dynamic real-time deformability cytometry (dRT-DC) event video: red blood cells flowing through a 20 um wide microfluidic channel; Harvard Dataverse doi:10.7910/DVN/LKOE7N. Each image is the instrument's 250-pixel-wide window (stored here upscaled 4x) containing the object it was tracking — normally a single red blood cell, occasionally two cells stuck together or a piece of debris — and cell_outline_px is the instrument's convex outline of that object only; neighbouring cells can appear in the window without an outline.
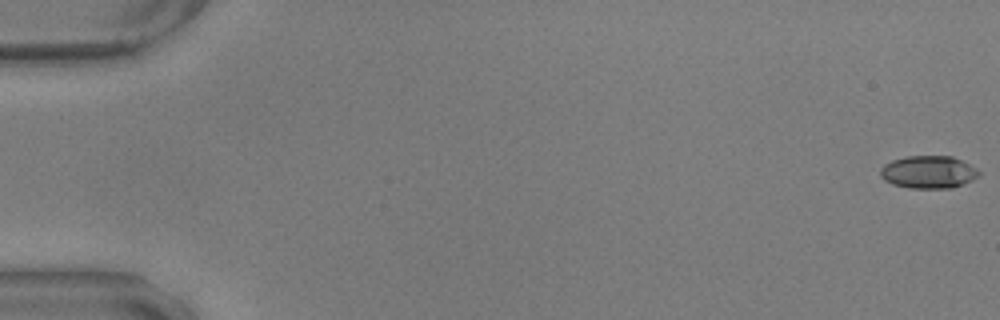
{"species": "common noctule bat (a hibernating species)", "species_latin": "Nyctalus noctula", "temperature_condition": "warm", "stored_images_in_passage": 54, "camera_frame_rate_fps": 3000, "um_per_image_px": 0.085, "animal": {"sex": "male", "body_mass_g": 17.9, "forearm_length_mm": 54.2}, "frame": {"image": 1, "passage_image": 1, "time_ms": 0.0, "image_size_px": [1000, 320], "cell_outline_px": [[980, 176], [964, 184], [952, 188], [908, 188], [892, 184], [884, 180], [880, 176], [880, 168], [884, 164], [892, 160], [908, 156], [952, 156], [976, 168], [980, 172]], "centroid_in_image_um": [78.91, 14.63], "position_along_channel_um": 6.1, "area_um2": 18.84}}
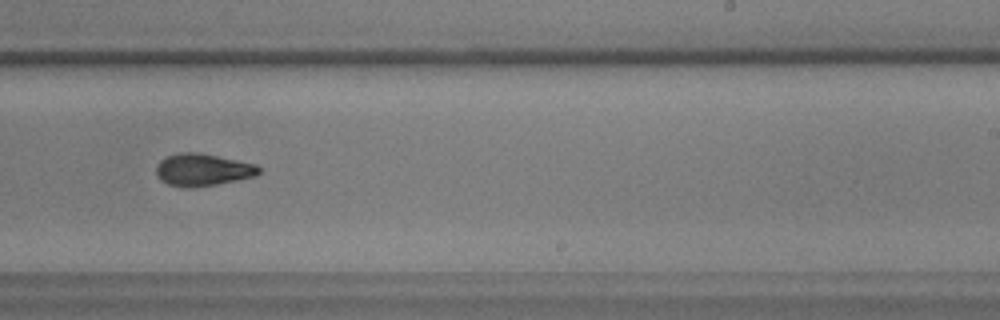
{"frame": {"image": 2, "passage_image": 37, "time_ms": 12.0, "image_size_px": [1000, 320], "cell_outline_px": [[260, 172], [256, 176], [216, 184], [188, 188], [168, 184], [160, 180], [156, 176], [156, 164], [160, 160], [168, 156], [180, 152], [196, 152], [256, 164], [260, 168]], "centroid_in_image_um": [17.19, 14.43], "position_along_channel_um": 271.8, "area_um2": 19.19}}
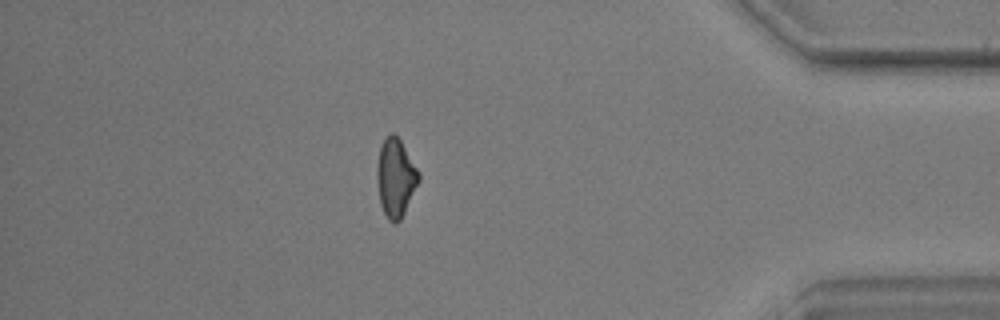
{"frame": {"image": 3, "passage_image": 51, "time_ms": 16.667, "image_size_px": [1000, 320], "cell_outline_px": [[420, 180], [400, 220], [396, 224], [392, 224], [388, 220], [380, 204], [376, 176], [376, 168], [380, 144], [384, 136], [392, 132], [400, 140], [420, 172]], "centroid_in_image_um": [33.61, 15.09], "position_along_channel_um": 401.6, "area_um2": 19.25}}